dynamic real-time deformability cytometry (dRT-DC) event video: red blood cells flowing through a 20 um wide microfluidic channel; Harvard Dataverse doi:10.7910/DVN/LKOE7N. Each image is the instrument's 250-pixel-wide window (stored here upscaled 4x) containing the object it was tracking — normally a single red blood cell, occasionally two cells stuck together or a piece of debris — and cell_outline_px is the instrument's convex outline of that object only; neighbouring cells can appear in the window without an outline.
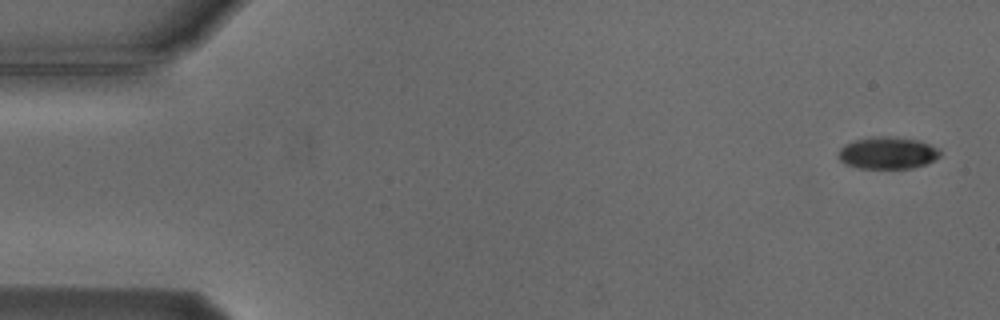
{"species": "Egyptian fruit bat (a non-hibernating species)", "species_latin": "Rousettus aegyptiacus", "temperature_condition": "cold", "stored_images_in_passage": 4, "camera_frame_rate_fps": 3000, "um_per_image_px": 0.085, "animal": {"sex": "male"}, "frame": {"image": 1, "passage_image": 1, "time_ms": 0.0, "image_size_px": [1000, 320], "cell_outline_px": [[940, 156], [924, 164], [912, 168], [856, 168], [840, 160], [840, 148], [844, 144], [856, 140], [872, 136], [888, 136], [916, 140], [928, 144], [936, 148], [940, 152]], "centroid_in_image_um": [75.42, 12.99], "position_along_channel_um": 9.6, "area_um2": 18.61}}
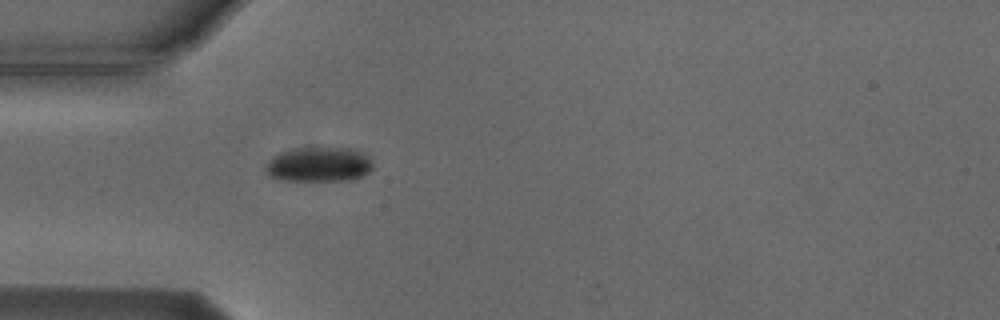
{"frame": {"image": 2, "passage_image": 4, "time_ms": 4.667, "image_size_px": [1000, 320], "cell_outline_px": [[372, 168], [364, 176], [348, 180], [284, 180], [268, 176], [264, 172], [264, 164], [272, 156], [280, 152], [296, 148], [348, 148], [360, 152], [368, 156], [372, 160]], "centroid_in_image_um": [27.05, 13.98], "position_along_channel_um": 57.9, "area_um2": 21.79}}